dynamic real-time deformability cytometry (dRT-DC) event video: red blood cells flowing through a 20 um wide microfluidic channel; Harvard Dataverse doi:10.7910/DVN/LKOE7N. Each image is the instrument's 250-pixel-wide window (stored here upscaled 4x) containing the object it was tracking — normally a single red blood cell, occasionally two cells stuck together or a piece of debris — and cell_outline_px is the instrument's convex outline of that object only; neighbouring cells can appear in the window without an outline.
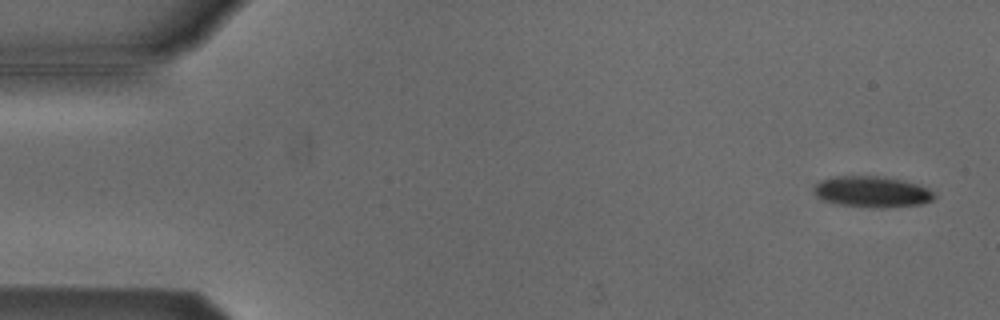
{"species": "Egyptian fruit bat (a non-hibernating species)", "species_latin": "Rousettus aegyptiacus", "temperature_condition": "cold", "stored_images_in_passage": 4, "camera_frame_rate_fps": 3000, "um_per_image_px": 0.085, "animal": {"sex": "male"}, "frame": {"image": 1, "passage_image": 1, "time_ms": 0.0, "image_size_px": [1000, 320], "cell_outline_px": [[936, 196], [932, 200], [920, 204], [884, 208], [872, 208], [836, 204], [824, 200], [816, 196], [812, 192], [816, 184], [820, 180], [832, 176], [884, 176], [904, 180], [920, 184], [936, 192]], "centroid_in_image_um": [74.14, 16.29], "position_along_channel_um": 10.9, "area_um2": 22.25}}